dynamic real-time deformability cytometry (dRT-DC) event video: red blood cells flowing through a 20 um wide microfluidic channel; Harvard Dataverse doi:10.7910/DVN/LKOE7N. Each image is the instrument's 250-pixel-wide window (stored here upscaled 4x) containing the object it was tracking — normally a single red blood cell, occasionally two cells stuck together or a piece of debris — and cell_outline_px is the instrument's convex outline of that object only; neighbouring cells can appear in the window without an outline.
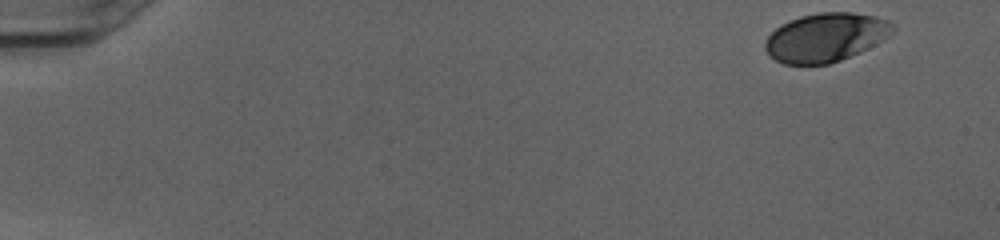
{"species": "human", "species_latin": "Homo sapiens", "temperature_condition": "cold", "stored_images_in_passage": 49, "camera_frame_rate_fps": 3000, "um_per_image_px": 0.085, "donor": {"sex": "female"}, "frame": {"image": 1, "passage_image": 1, "time_ms": 0.0, "image_size_px": [1000, 240], "cell_outline_px": [[896, 28], [884, 40], [860, 52], [840, 60], [828, 64], [784, 64], [776, 60], [764, 48], [764, 44], [768, 36], [776, 28], [788, 20], [800, 16], [820, 12], [852, 12], [876, 16], [888, 20], [896, 24]], "centroid_in_image_um": [70.22, 3.16], "position_along_channel_um": 14.8, "area_um2": 36.3}}
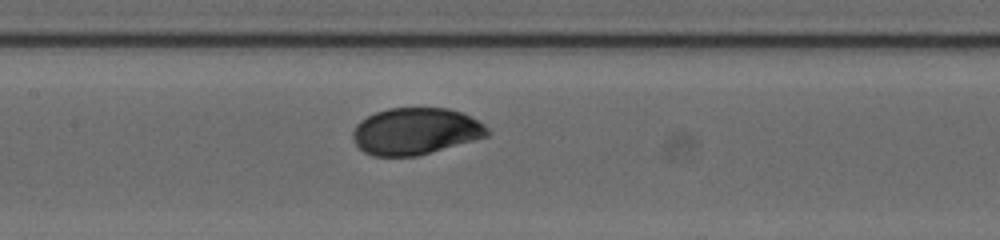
{"frame": {"image": 2, "passage_image": 24, "time_ms": 7.667, "image_size_px": [1000, 240], "cell_outline_px": [[488, 136], [416, 156], [372, 156], [364, 152], [356, 144], [352, 136], [352, 132], [356, 124], [360, 120], [376, 112], [388, 108], [448, 108], [460, 112], [484, 124], [488, 128]], "centroid_in_image_um": [35.28, 11.15], "position_along_channel_um": 172.1, "area_um2": 36.41}}
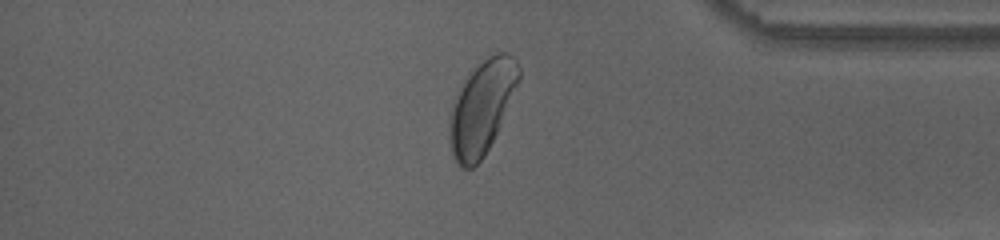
{"frame": {"image": 3, "passage_image": 42, "time_ms": 13.667, "image_size_px": [1000, 240], "cell_outline_px": [[520, 76], [496, 132], [484, 156], [472, 168], [460, 168], [456, 164], [452, 156], [448, 140], [448, 120], [452, 100], [468, 72], [488, 56], [496, 52], [508, 52], [516, 60], [520, 68]], "centroid_in_image_um": [40.87, 9.13], "position_along_channel_um": 394.3, "area_um2": 37.74}, "authors_computed_cell_mechanics": {"area_um2": 37.1076, "velocity_mm_per_s": 3.9841, "shape_relaxation_time_tau1_ms": 2.0146, "shape_relaxation_time_tau2_ms": null, "deformation_change_tau1": 0.1222, "deformation_change_tau2": null}}